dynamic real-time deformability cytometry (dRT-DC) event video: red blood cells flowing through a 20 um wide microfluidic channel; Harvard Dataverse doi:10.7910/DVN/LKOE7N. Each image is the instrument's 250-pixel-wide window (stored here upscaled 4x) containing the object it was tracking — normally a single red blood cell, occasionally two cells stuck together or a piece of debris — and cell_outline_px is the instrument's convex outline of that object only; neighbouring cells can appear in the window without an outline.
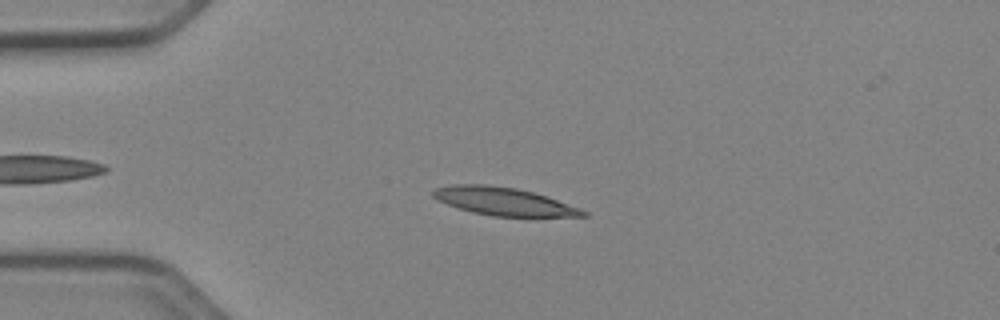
{"species": "Egyptian fruit bat (a non-hibernating species)", "species_latin": "Rousettus aegyptiacus", "temperature_condition": "cold", "stored_images_in_passage": 48, "camera_frame_rate_fps": 3000, "um_per_image_px": 0.085, "animal": {"sex": "female"}, "frame": {"image": 1, "passage_image": 9, "time_ms": 2.667, "image_size_px": [1000, 320], "cell_outline_px": [[588, 216], [492, 216], [472, 212], [448, 204], [432, 196], [432, 192], [436, 188], [452, 184], [488, 184], [516, 188], [532, 192], [580, 208], [588, 212]], "centroid_in_image_um": [42.79, 17.11], "position_along_channel_um": 42.2, "area_um2": 23.99}}
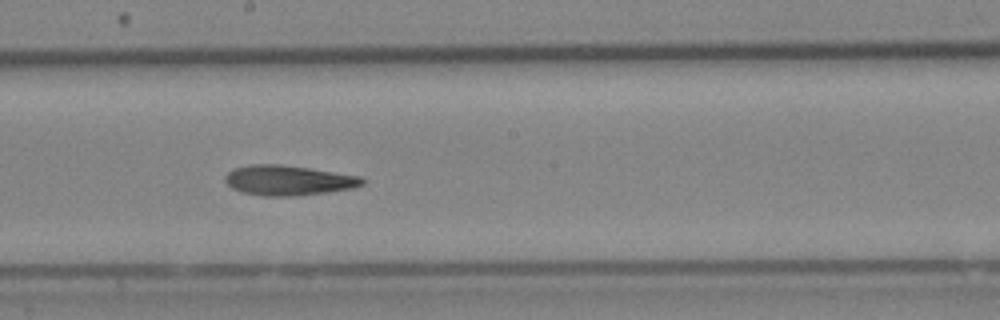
{"frame": {"image": 2, "passage_image": 25, "time_ms": 8.0, "image_size_px": [1000, 320], "cell_outline_px": [[368, 180], [364, 184], [352, 188], [328, 192], [296, 196], [264, 196], [244, 192], [232, 188], [224, 180], [224, 176], [228, 172], [236, 168], [248, 164], [280, 164], [308, 168], [360, 176]], "centroid_in_image_um": [24.52, 15.33], "position_along_channel_um": 223.7, "area_um2": 23.99}}
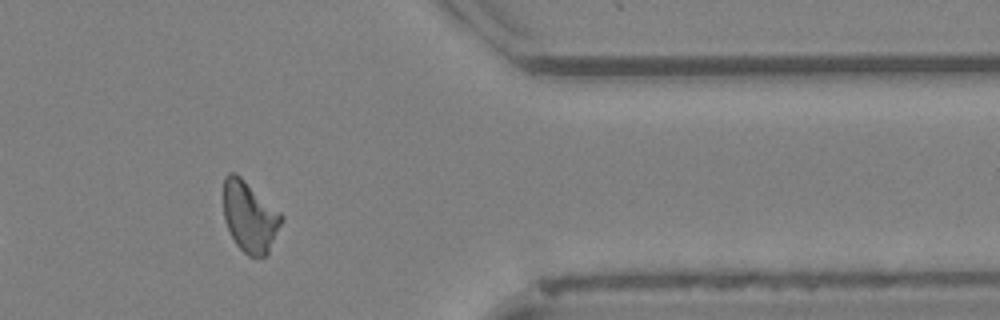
{"frame": {"image": 3, "passage_image": 39, "time_ms": 12.667, "image_size_px": [1000, 320], "cell_outline_px": [[284, 220], [268, 256], [248, 256], [236, 244], [224, 220], [224, 176], [228, 172], [236, 172], [280, 212], [284, 216]], "centroid_in_image_um": [21.25, 18.43], "position_along_channel_um": 390.2, "area_um2": 24.1}}